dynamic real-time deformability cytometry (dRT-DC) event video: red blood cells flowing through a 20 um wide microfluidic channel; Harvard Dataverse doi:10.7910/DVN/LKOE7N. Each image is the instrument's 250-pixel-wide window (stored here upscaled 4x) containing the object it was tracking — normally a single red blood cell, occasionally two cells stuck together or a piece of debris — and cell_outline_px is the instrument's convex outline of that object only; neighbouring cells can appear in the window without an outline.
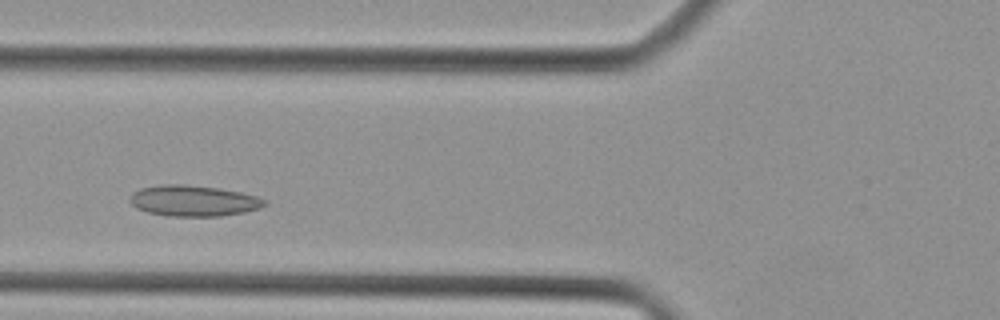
{"species": "Egyptian fruit bat (a non-hibernating species)", "species_latin": "Rousettus aegyptiacus", "temperature_condition": "cold", "stored_images_in_passage": 33, "camera_frame_rate_fps": 3000, "um_per_image_px": 0.085, "animal": {"sex": "female"}, "frame": {"image": 1, "passage_image": 6, "time_ms": 1.667, "image_size_px": [1000, 320], "cell_outline_px": [[268, 204], [260, 208], [244, 212], [220, 216], [168, 216], [148, 212], [136, 208], [128, 200], [132, 192], [140, 188], [160, 184], [184, 184], [216, 188], [240, 192], [256, 196], [268, 200]], "centroid_in_image_um": [16.43, 17.06], "position_along_channel_um": 109.4, "area_um2": 24.39}}
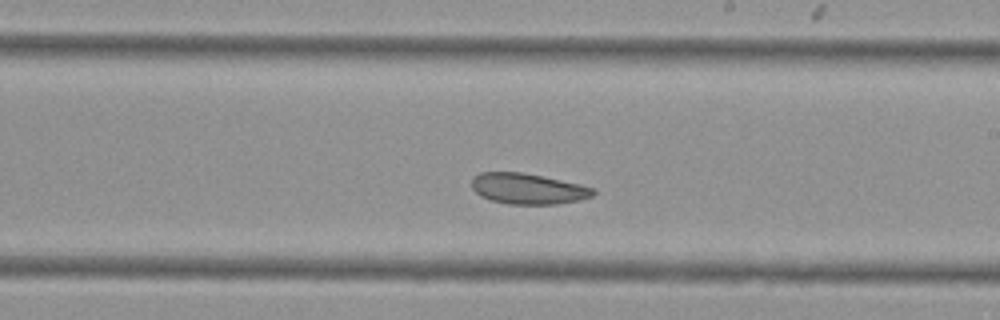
{"frame": {"image": 2, "passage_image": 15, "time_ms": 4.667, "image_size_px": [1000, 320], "cell_outline_px": [[596, 192], [592, 196], [580, 200], [556, 204], [508, 204], [492, 200], [480, 196], [472, 188], [472, 176], [480, 172], [520, 172], [544, 176], [580, 184], [592, 188]], "centroid_in_image_um": [44.86, 16.03], "position_along_channel_um": 244.1, "area_um2": 21.79}}
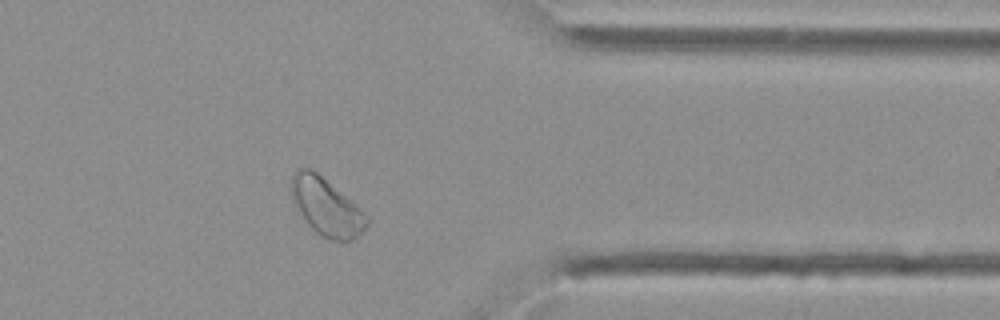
{"frame": {"image": 3, "passage_image": 25, "time_ms": 8.0, "image_size_px": [1000, 320], "cell_outline_px": [[368, 224], [352, 240], [332, 240], [316, 232], [296, 212], [292, 200], [292, 176], [300, 168], [308, 168], [316, 172], [352, 200], [368, 216]], "centroid_in_image_um": [27.73, 17.59], "position_along_channel_um": 383.7, "area_um2": 24.91}}